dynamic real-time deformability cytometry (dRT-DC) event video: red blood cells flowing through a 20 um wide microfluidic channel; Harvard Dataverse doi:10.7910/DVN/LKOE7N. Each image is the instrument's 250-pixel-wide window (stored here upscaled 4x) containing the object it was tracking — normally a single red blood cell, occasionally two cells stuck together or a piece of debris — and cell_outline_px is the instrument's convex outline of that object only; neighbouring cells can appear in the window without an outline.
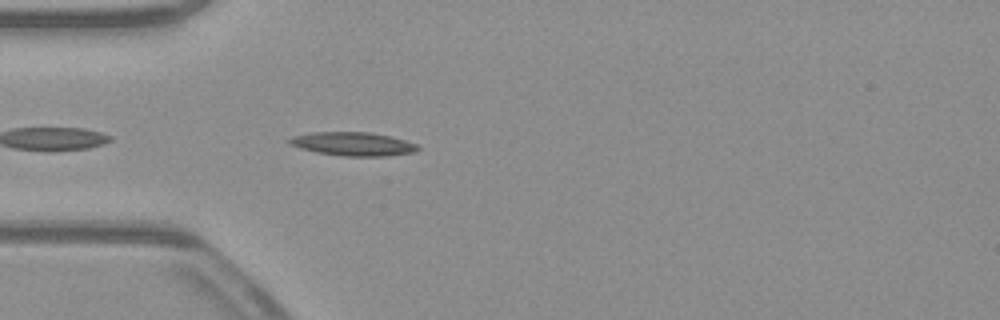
{"species": "common noctule bat (a hibernating species)", "species_latin": "Nyctalus noctula", "temperature_condition": "warm", "stored_images_in_passage": 40, "camera_frame_rate_fps": 3000, "um_per_image_px": 0.085, "animal": {"sex": "male", "body_mass_g": 23.1, "forearm_length_mm": 52.7}, "frame": {"image": 1, "passage_image": 3, "time_ms": 0.667, "image_size_px": [1000, 320], "cell_outline_px": [[420, 148], [416, 152], [384, 156], [340, 156], [316, 152], [300, 148], [288, 144], [284, 140], [292, 136], [312, 132], [368, 132], [388, 136], [404, 140], [416, 144]], "centroid_in_image_um": [29.93, 12.24], "position_along_channel_um": 55.1, "area_um2": 17.74}}
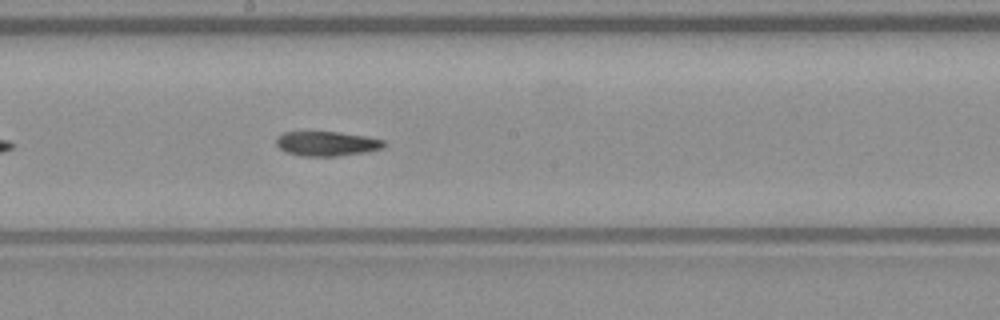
{"frame": {"image": 2, "passage_image": 16, "time_ms": 5.0, "image_size_px": [1000, 320], "cell_outline_px": [[388, 144], [384, 148], [364, 152], [336, 156], [300, 156], [288, 152], [280, 148], [276, 144], [276, 136], [284, 132], [340, 132], [368, 136], [384, 140]], "centroid_in_image_um": [27.81, 12.2], "position_along_channel_um": 220.4, "area_um2": 15.55}}
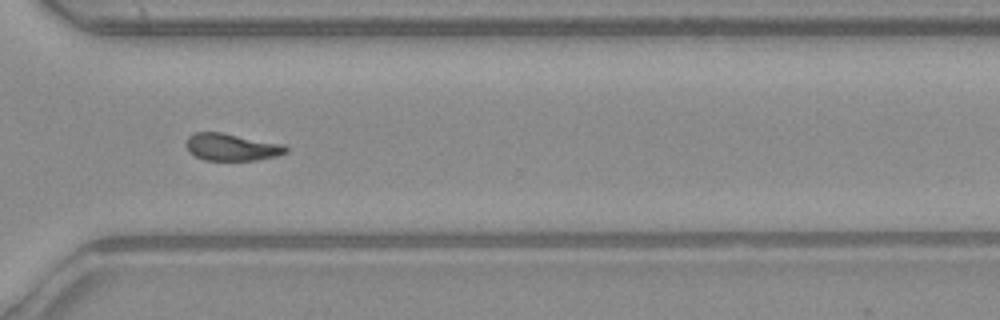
{"frame": {"image": 3, "passage_image": 26, "time_ms": 8.333, "image_size_px": [1000, 320], "cell_outline_px": [[288, 152], [276, 156], [256, 160], [204, 160], [188, 152], [184, 144], [188, 136], [196, 132], [224, 132], [284, 144], [288, 148]], "centroid_in_image_um": [19.67, 12.49], "position_along_channel_um": 350.9, "area_um2": 16.07}, "authors_computed_cell_mechanics": {"area_um2": 16.0684, "velocity_mm_per_s": 3.9267, "shape_relaxation_time_tau1_ms": 5.2554, "shape_relaxation_time_tau2_ms": 4.7918, "deformation_change_tau1": 0.1776, "deformation_change_tau2": 0.1166}}